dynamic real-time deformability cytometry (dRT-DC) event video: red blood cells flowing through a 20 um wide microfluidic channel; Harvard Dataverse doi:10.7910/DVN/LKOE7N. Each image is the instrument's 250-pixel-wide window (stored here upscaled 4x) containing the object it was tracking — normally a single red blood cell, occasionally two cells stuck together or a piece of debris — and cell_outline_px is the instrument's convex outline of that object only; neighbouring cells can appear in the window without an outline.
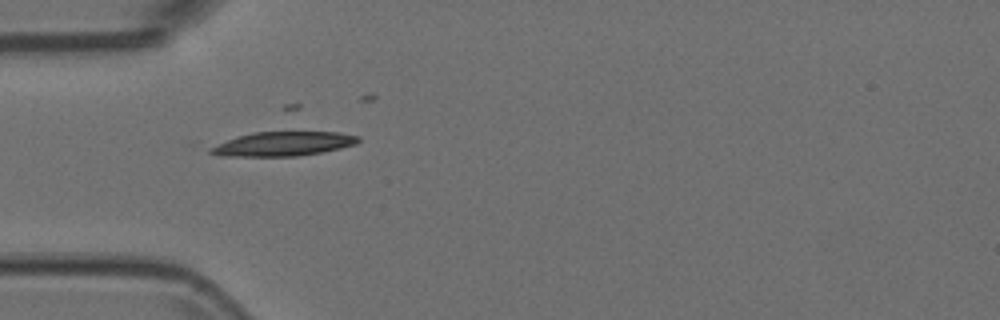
{"species": "Egyptian fruit bat (a non-hibernating species)", "species_latin": "Rousettus aegyptiacus", "temperature_condition": "room temperature", "stored_images_in_passage": 8, "camera_frame_rate_fps": 3000, "um_per_image_px": 0.085, "animal": {"sex": "female"}, "frame": {"image": 1, "passage_image": 1, "time_ms": 0.0, "image_size_px": [1000, 320], "cell_outline_px": [[360, 140], [356, 144], [340, 148], [300, 156], [220, 156], [208, 152], [208, 148], [236, 136], [252, 132], [340, 132], [360, 136]], "centroid_in_image_um": [24.06, 12.22], "position_along_channel_um": 60.9, "area_um2": 20.92}}
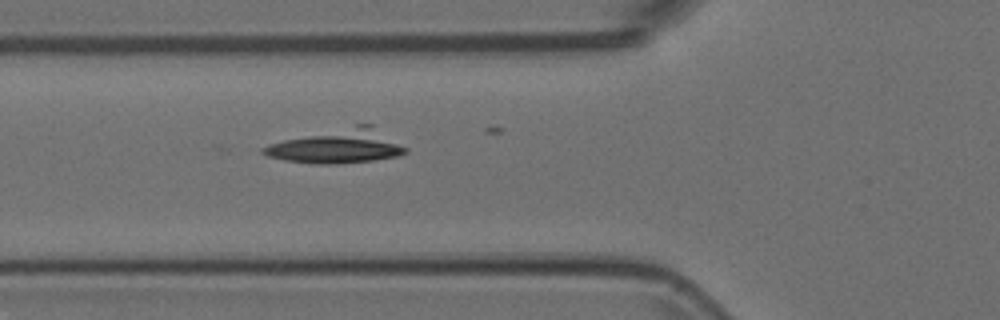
{"frame": {"image": 2, "passage_image": 4, "time_ms": 1.0, "image_size_px": [1000, 320], "cell_outline_px": [[408, 152], [396, 156], [372, 160], [336, 164], [316, 164], [284, 160], [268, 156], [260, 152], [260, 148], [284, 140], [356, 124], [372, 124], [408, 148]], "centroid_in_image_um": [28.71, 12.43], "position_along_channel_um": 97.1, "area_um2": 27.86}}
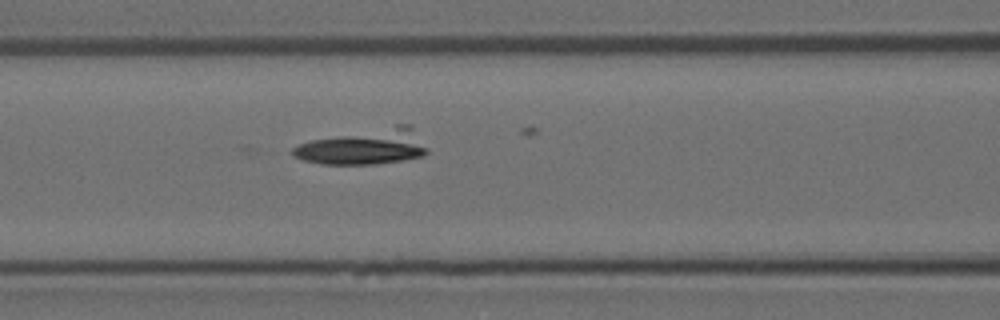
{"frame": {"image": 3, "passage_image": 7, "time_ms": 2.0, "image_size_px": [1000, 320], "cell_outline_px": [[428, 152], [424, 156], [404, 160], [376, 164], [320, 164], [304, 160], [292, 156], [292, 148], [300, 144], [312, 140], [396, 124], [412, 124], [428, 148]], "centroid_in_image_um": [31.03, 12.47], "position_along_channel_um": 135.6, "area_um2": 27.92}}